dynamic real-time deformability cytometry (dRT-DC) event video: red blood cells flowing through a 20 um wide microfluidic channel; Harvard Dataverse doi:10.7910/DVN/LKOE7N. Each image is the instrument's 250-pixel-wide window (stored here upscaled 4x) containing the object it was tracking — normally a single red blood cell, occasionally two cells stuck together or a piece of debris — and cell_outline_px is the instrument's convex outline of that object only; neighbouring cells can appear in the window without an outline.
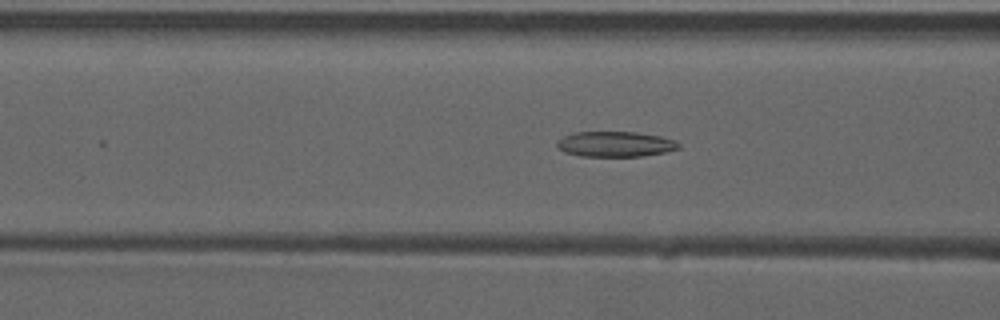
{"species": "common noctule bat (a hibernating species)", "species_latin": "Nyctalus noctula", "temperature_condition": "warm", "stored_images_in_passage": 46, "camera_frame_rate_fps": 3000, "um_per_image_px": 0.085, "animal": {"sex": "male", "forearm_length_mm": 52.5}, "frame": {"image": 1, "passage_image": 22, "time_ms": 7.0, "image_size_px": [1000, 320], "cell_outline_px": [[680, 148], [664, 152], [640, 156], [584, 156], [564, 152], [556, 144], [556, 140], [572, 132], [636, 132], [660, 136], [676, 140], [680, 144]], "centroid_in_image_um": [52.3, 12.24], "position_along_channel_um": 114.3, "area_um2": 17.92}}
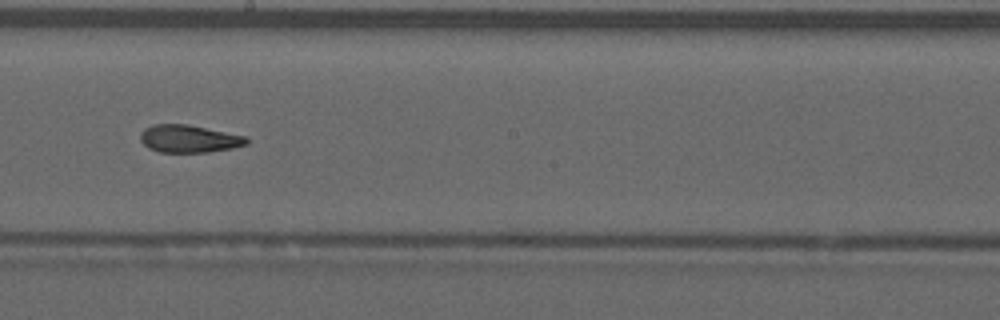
{"frame": {"image": 2, "passage_image": 31, "time_ms": 10.0, "image_size_px": [1000, 320], "cell_outline_px": [[248, 144], [232, 148], [208, 152], [160, 152], [148, 148], [140, 140], [140, 132], [144, 128], [152, 124], [184, 124], [248, 136]], "centroid_in_image_um": [16.05, 11.79], "position_along_channel_um": 232.1, "area_um2": 17.11}}
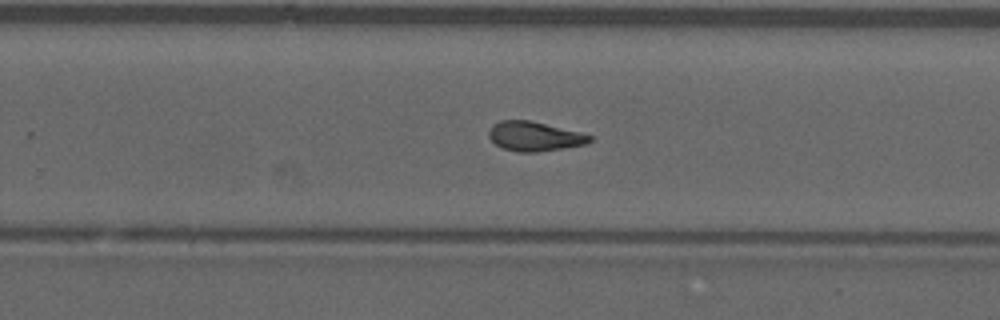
{"frame": {"image": 3, "passage_image": 35, "time_ms": 11.333, "image_size_px": [1000, 320], "cell_outline_px": [[592, 140], [584, 144], [536, 152], [520, 152], [504, 148], [496, 144], [488, 136], [488, 132], [492, 124], [500, 120], [532, 120], [580, 132], [592, 136]], "centroid_in_image_um": [45.4, 11.56], "position_along_channel_um": 284.4, "area_um2": 17.17}, "authors_computed_cell_mechanics": {"area_um2": 17.9758, "velocity_mm_per_s": 3.9261, "shape_relaxation_time_tau1_ms": null, "shape_relaxation_time_tau2_ms": 3.0863, "deformation_change_tau1": null, "deformation_change_tau2": 0.119}}